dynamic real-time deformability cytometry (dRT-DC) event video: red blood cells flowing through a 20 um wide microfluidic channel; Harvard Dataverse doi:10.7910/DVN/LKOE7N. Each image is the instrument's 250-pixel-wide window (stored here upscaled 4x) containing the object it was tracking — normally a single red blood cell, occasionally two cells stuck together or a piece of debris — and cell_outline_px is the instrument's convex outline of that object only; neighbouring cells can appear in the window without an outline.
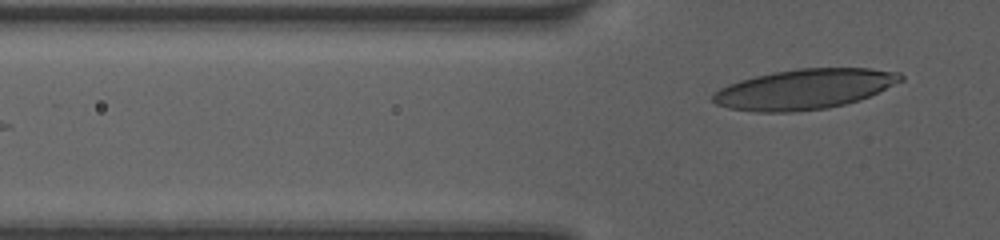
{"species": "human", "species_latin": "Homo sapiens", "temperature_condition": "room temperature", "stored_images_in_passage": 12, "camera_frame_rate_fps": 3000, "um_per_image_px": 0.085, "donor": {"sex": "female"}, "frame": {"image": 1, "passage_image": 12, "time_ms": 7.333, "image_size_px": [1000, 240], "cell_outline_px": [[904, 80], [860, 100], [828, 108], [792, 112], [760, 112], [728, 108], [716, 104], [712, 100], [712, 96], [720, 88], [728, 84], [740, 80], [772, 72], [796, 68], [872, 68], [900, 72], [904, 76]], "centroid_in_image_um": [68.4, 7.57], "position_along_channel_um": 57.4, "area_um2": 43.99}}